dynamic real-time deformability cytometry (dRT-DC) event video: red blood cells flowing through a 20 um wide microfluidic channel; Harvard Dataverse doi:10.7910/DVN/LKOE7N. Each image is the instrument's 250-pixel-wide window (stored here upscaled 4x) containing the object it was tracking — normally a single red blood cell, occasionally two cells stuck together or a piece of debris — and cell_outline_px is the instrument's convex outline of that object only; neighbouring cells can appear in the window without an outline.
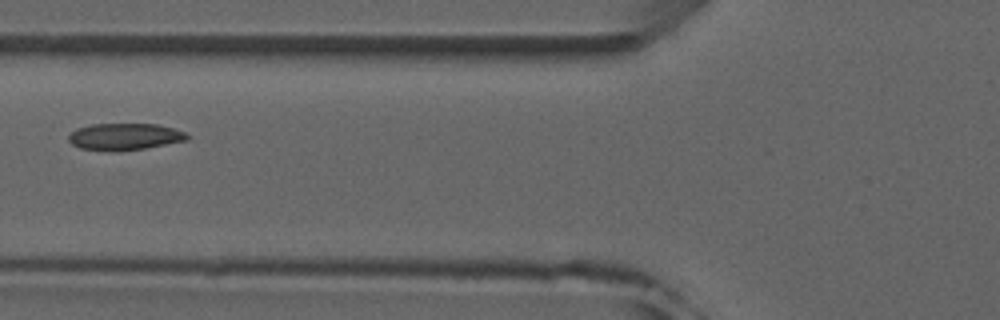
{"species": "common noctule bat (a hibernating species)", "species_latin": "Nyctalus noctula", "temperature_condition": "room temperature", "stored_images_in_passage": 8, "camera_frame_rate_fps": 3000, "um_per_image_px": 0.085, "animal": {"sex": "male", "forearm_length_mm": 52.5}, "frame": {"image": 1, "passage_image": 7, "time_ms": 7.0, "image_size_px": [1000, 320], "cell_outline_px": [[188, 140], [144, 148], [116, 152], [80, 148], [72, 144], [68, 140], [68, 136], [76, 128], [92, 124], [156, 124], [172, 128], [184, 132], [188, 136]], "centroid_in_image_um": [10.56, 11.62], "position_along_channel_um": 115.2, "area_um2": 18.44}}
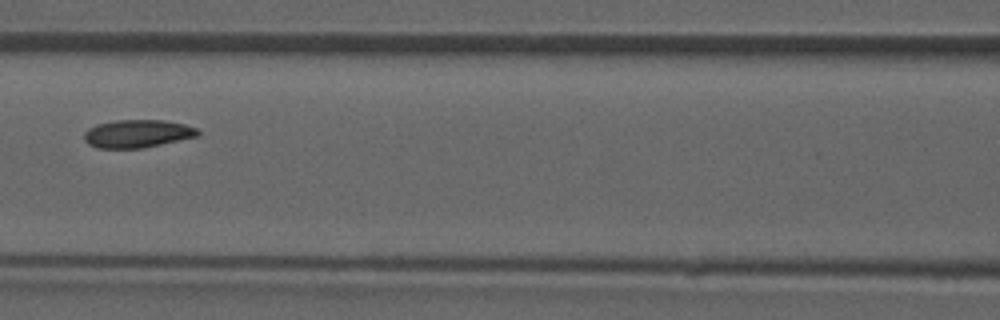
{"frame": {"image": 2, "passage_image": 8, "time_ms": 8.0, "image_size_px": [1000, 320], "cell_outline_px": [[200, 132], [196, 136], [160, 144], [140, 148], [96, 148], [88, 144], [84, 140], [84, 132], [88, 128], [96, 124], [116, 120], [164, 120], [184, 124], [196, 128]], "centroid_in_image_um": [11.62, 11.35], "position_along_channel_um": 155.0, "area_um2": 18.38}}